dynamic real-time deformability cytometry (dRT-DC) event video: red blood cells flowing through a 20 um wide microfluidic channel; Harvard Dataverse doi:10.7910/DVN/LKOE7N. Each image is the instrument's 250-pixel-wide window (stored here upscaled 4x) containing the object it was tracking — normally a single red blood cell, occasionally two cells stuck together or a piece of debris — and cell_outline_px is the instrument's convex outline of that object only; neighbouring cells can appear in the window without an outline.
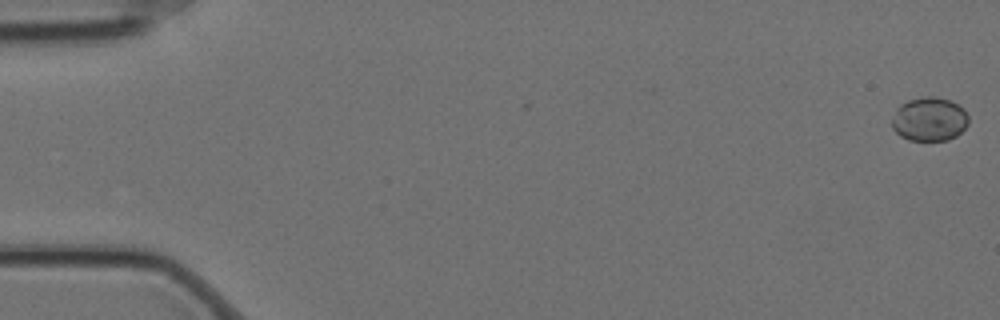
{"species": "Egyptian fruit bat (a non-hibernating species)", "species_latin": "Rousettus aegyptiacus", "temperature_condition": "cold", "stored_images_in_passage": 10, "camera_frame_rate_fps": 3000, "um_per_image_px": 0.085, "animal": {"sex": "female"}, "frame": {"image": 1, "passage_image": 1, "time_ms": 0.0, "image_size_px": [1000, 320], "cell_outline_px": [[968, 124], [956, 136], [948, 140], [908, 140], [900, 136], [892, 128], [892, 116], [896, 108], [900, 104], [908, 100], [924, 96], [936, 96], [948, 100], [964, 108], [968, 116]], "centroid_in_image_um": [78.97, 10.12], "position_along_channel_um": 6.0, "area_um2": 19.71}}
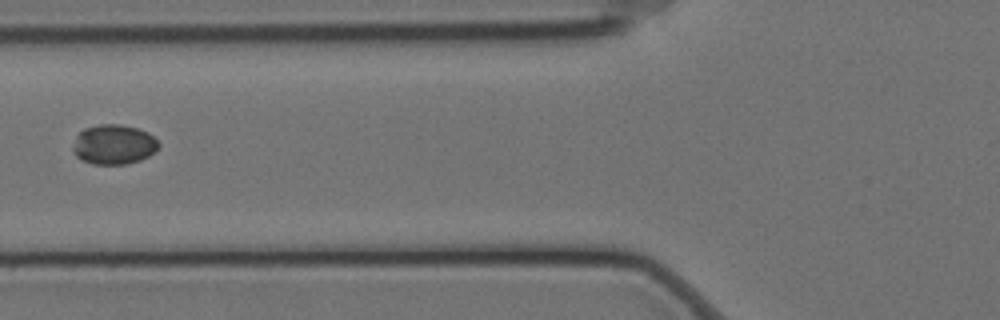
{"frame": {"image": 2, "passage_image": 7, "time_ms": 2.0, "image_size_px": [1000, 320], "cell_outline_px": [[160, 144], [156, 152], [140, 160], [128, 164], [92, 164], [80, 160], [72, 152], [72, 148], [76, 136], [84, 128], [100, 124], [120, 124], [136, 128], [148, 132]], "centroid_in_image_um": [9.65, 12.29], "position_along_channel_um": 116.1, "area_um2": 20.06}}
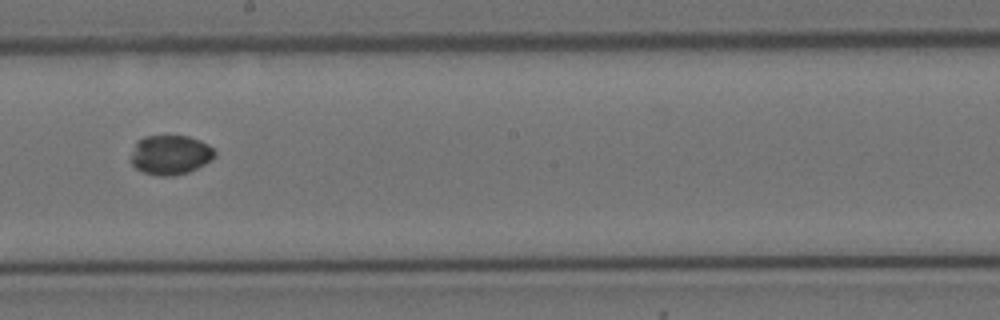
{"frame": {"image": 3, "passage_image": 10, "time_ms": 3.0, "image_size_px": [1000, 320], "cell_outline_px": [[216, 156], [204, 164], [188, 172], [172, 176], [160, 176], [144, 172], [136, 168], [132, 164], [132, 152], [136, 140], [144, 136], [188, 136], [200, 140], [208, 144], [216, 152]], "centroid_in_image_um": [14.48, 13.15], "position_along_channel_um": 233.7, "area_um2": 19.25}}